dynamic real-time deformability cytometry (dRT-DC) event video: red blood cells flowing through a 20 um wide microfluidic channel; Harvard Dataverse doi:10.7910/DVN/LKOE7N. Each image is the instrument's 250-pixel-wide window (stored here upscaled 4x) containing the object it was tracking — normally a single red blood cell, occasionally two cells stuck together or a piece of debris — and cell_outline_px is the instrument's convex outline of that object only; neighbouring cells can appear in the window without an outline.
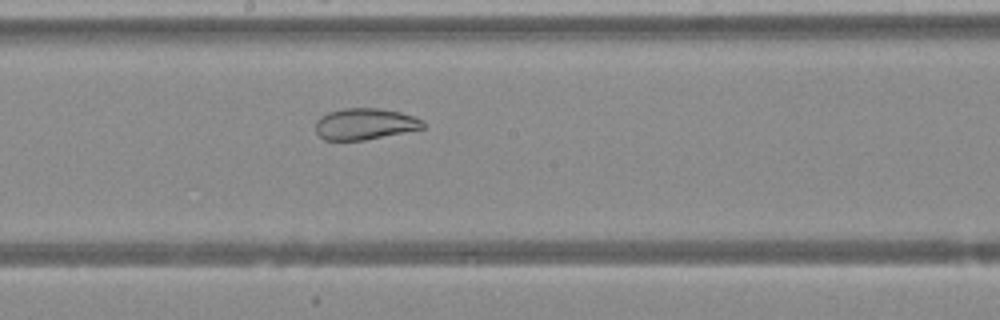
{"species": "Egyptian fruit bat (a non-hibernating species)", "species_latin": "Rousettus aegyptiacus", "temperature_condition": "warm", "stored_images_in_passage": 50, "camera_frame_rate_fps": 3000, "um_per_image_px": 0.085, "animal": {"sex": "female"}, "frame": {"image": 1, "passage_image": 27, "time_ms": 8.667, "image_size_px": [1000, 320], "cell_outline_px": [[424, 128], [364, 140], [324, 140], [316, 132], [316, 120], [320, 116], [328, 112], [344, 108], [380, 108], [400, 112], [424, 120]], "centroid_in_image_um": [31.0, 10.53], "position_along_channel_um": 217.2, "area_um2": 19.59}}
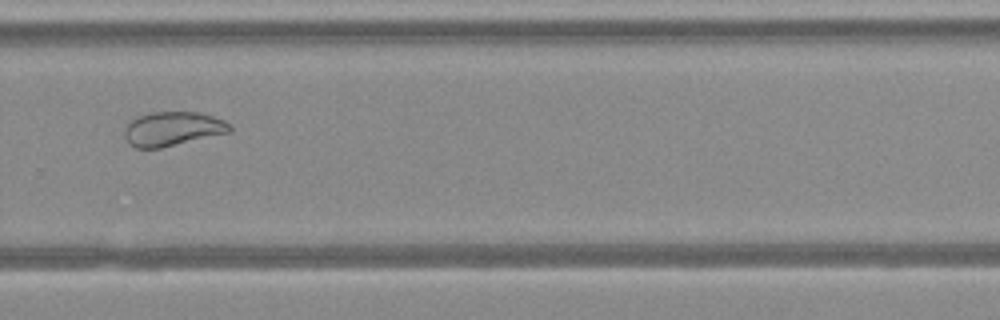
{"frame": {"image": 2, "passage_image": 34, "time_ms": 11.0, "image_size_px": [1000, 320], "cell_outline_px": [[232, 128], [228, 132], [160, 148], [136, 148], [128, 144], [124, 136], [124, 128], [136, 116], [152, 112], [196, 112], [212, 116], [224, 120]], "centroid_in_image_um": [14.6, 10.95], "position_along_channel_um": 315.2, "area_um2": 20.75}}
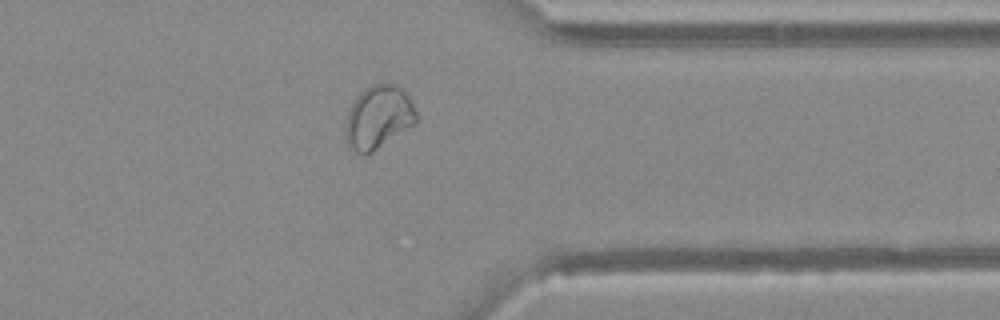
{"frame": {"image": 3, "passage_image": 39, "time_ms": 12.667, "image_size_px": [1000, 320], "cell_outline_px": [[416, 124], [372, 152], [364, 156], [356, 152], [348, 144], [344, 124], [348, 112], [356, 96], [364, 88], [372, 84], [396, 84], [404, 88], [416, 112]], "centroid_in_image_um": [32.16, 9.96], "position_along_channel_um": 379.2, "area_um2": 26.18}}